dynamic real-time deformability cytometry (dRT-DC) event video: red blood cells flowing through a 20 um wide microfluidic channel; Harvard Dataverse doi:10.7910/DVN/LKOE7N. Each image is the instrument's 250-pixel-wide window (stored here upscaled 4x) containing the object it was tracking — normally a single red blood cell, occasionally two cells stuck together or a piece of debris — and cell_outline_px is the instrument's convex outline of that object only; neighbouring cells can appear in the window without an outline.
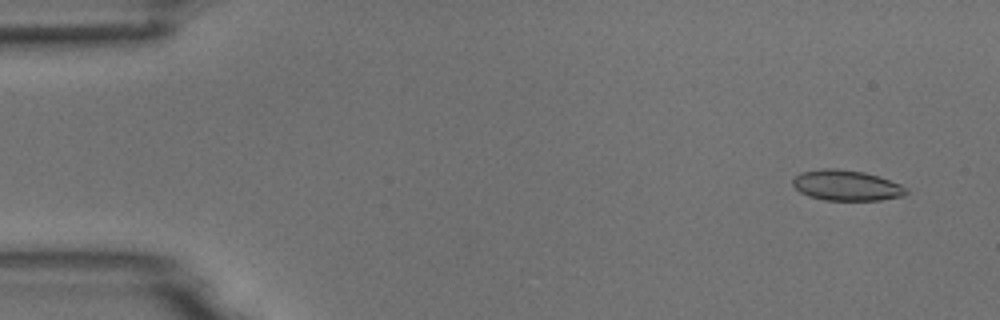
{"species": "common noctule bat (a hibernating species)", "species_latin": "Nyctalus noctula", "temperature_condition": "room temperature", "stored_images_in_passage": 5, "camera_frame_rate_fps": 3000, "um_per_image_px": 0.085, "animal": {"sex": "male", "body_mass_g": 18.8}, "frame": {"image": 1, "passage_image": 1, "time_ms": 0.0, "image_size_px": [1000, 320], "cell_outline_px": [[908, 192], [904, 196], [880, 200], [824, 200], [808, 196], [800, 192], [792, 184], [792, 180], [800, 172], [820, 168], [836, 168], [864, 172], [900, 184], [908, 188]], "centroid_in_image_um": [71.93, 15.76], "position_along_channel_um": 13.1, "area_um2": 20.23}}
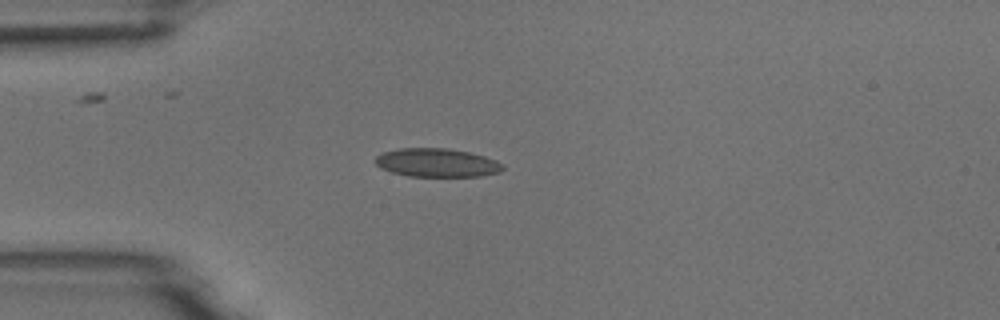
{"frame": {"image": 2, "passage_image": 4, "time_ms": 1.0, "image_size_px": [1000, 320], "cell_outline_px": [[504, 168], [500, 172], [480, 176], [408, 176], [392, 172], [380, 168], [372, 160], [380, 152], [400, 148], [448, 148], [468, 152], [484, 156], [496, 160], [504, 164]], "centroid_in_image_um": [37.1, 13.82], "position_along_channel_um": 47.9, "area_um2": 21.39}}